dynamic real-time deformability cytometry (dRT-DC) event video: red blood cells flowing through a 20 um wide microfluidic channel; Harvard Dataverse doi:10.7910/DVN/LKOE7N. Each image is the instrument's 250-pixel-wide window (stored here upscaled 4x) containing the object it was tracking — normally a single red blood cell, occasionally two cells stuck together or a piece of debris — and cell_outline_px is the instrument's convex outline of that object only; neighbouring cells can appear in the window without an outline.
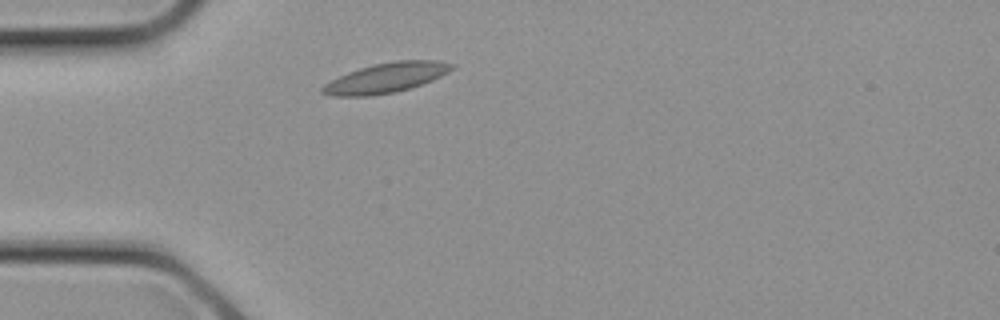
{"species": "common noctule bat (a hibernating species)", "species_latin": "Nyctalus noctula", "temperature_condition": "cold", "stored_images_in_passage": 5, "camera_frame_rate_fps": 3000, "um_per_image_px": 0.085, "animal": {"sex": "female", "body_mass_g": 21.9}, "frame": {"image": 1, "passage_image": 1, "time_ms": 0.0, "image_size_px": [1000, 320], "cell_outline_px": [[456, 68], [432, 80], [408, 88], [392, 92], [372, 96], [332, 96], [320, 92], [320, 88], [324, 84], [348, 72], [372, 64], [396, 60], [440, 60], [456, 64]], "centroid_in_image_um": [32.84, 6.6], "position_along_channel_um": 52.2, "area_um2": 22.48}}
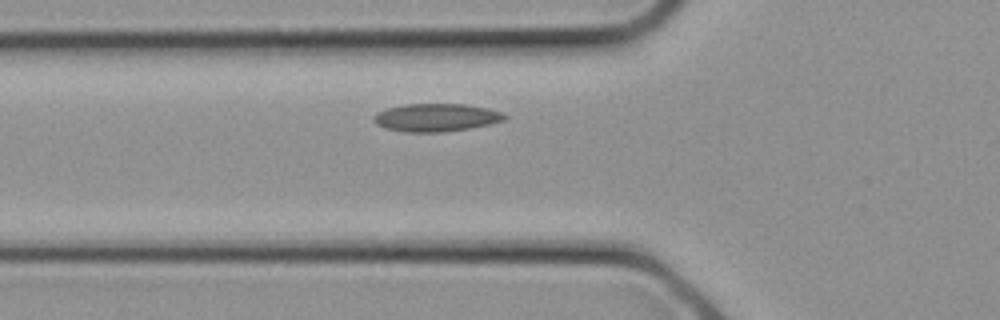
{"frame": {"image": 2, "passage_image": 3, "time_ms": 0.667, "image_size_px": [1000, 320], "cell_outline_px": [[508, 116], [504, 120], [488, 124], [468, 128], [440, 132], [408, 132], [384, 128], [376, 124], [372, 120], [372, 116], [376, 112], [384, 108], [404, 104], [464, 104], [488, 108], [504, 112]], "centroid_in_image_um": [37.02, 9.97], "position_along_channel_um": 88.8, "area_um2": 21.44}}
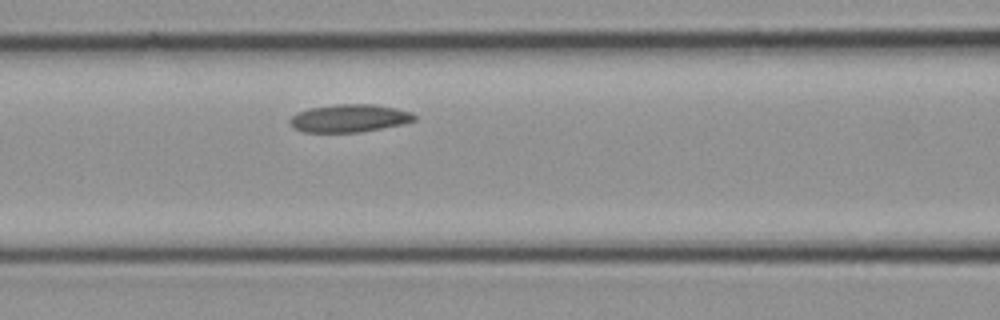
{"frame": {"image": 3, "passage_image": 5, "time_ms": 1.333, "image_size_px": [1000, 320], "cell_outline_px": [[416, 120], [404, 124], [360, 132], [304, 132], [292, 128], [288, 120], [296, 112], [308, 108], [336, 104], [372, 104], [396, 108], [412, 112], [416, 116]], "centroid_in_image_um": [29.68, 10.05], "position_along_channel_um": 136.9, "area_um2": 20.4}}